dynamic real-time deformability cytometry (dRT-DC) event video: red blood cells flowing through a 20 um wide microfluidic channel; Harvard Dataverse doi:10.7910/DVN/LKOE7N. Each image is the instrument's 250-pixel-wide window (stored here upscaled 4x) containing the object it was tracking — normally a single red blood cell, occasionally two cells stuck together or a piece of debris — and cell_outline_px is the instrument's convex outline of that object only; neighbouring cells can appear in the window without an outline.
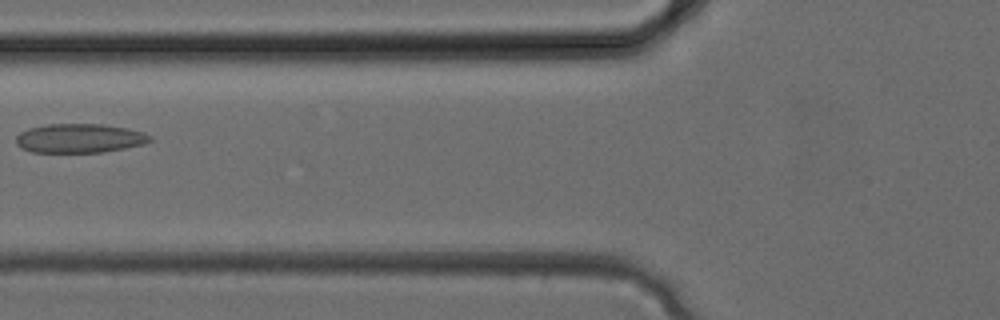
{"species": "common noctule bat (a hibernating species)", "species_latin": "Nyctalus noctula", "temperature_condition": "cold", "stored_images_in_passage": 25, "camera_frame_rate_fps": 3000, "um_per_image_px": 0.085, "animal": {"sex": "female", "body_mass_g": 24.6, "forearm_length_mm": 56.2}, "frame": {"image": 1, "passage_image": 5, "time_ms": 1.333, "image_size_px": [1000, 320], "cell_outline_px": [[152, 140], [144, 144], [104, 152], [32, 152], [20, 148], [16, 144], [16, 136], [20, 132], [28, 128], [48, 124], [104, 124], [128, 128], [144, 132], [152, 136]], "centroid_in_image_um": [6.76, 11.75], "position_along_channel_um": 119.0, "area_um2": 22.89}}
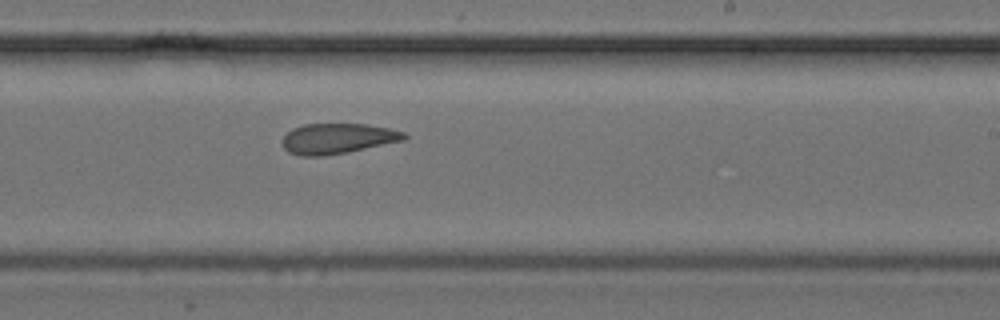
{"frame": {"image": 2, "passage_image": 12, "time_ms": 3.667, "image_size_px": [1000, 320], "cell_outline_px": [[408, 136], [404, 140], [348, 152], [324, 156], [300, 156], [288, 152], [284, 148], [284, 136], [292, 128], [304, 124], [368, 124], [388, 128], [404, 132]], "centroid_in_image_um": [28.7, 11.78], "position_along_channel_um": 260.3, "area_um2": 21.5}}
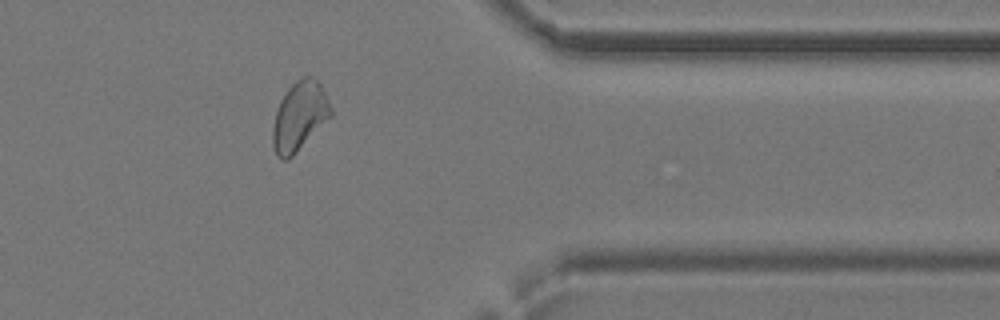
{"frame": {"image": 3, "passage_image": 19, "time_ms": 6.0, "image_size_px": [1000, 320], "cell_outline_px": [[332, 116], [288, 160], [280, 160], [276, 156], [272, 144], [272, 128], [276, 112], [280, 100], [288, 88], [296, 80], [304, 76], [312, 76], [320, 84], [332, 108]], "centroid_in_image_um": [25.44, 9.9], "position_along_channel_um": 386.0, "area_um2": 23.35}}